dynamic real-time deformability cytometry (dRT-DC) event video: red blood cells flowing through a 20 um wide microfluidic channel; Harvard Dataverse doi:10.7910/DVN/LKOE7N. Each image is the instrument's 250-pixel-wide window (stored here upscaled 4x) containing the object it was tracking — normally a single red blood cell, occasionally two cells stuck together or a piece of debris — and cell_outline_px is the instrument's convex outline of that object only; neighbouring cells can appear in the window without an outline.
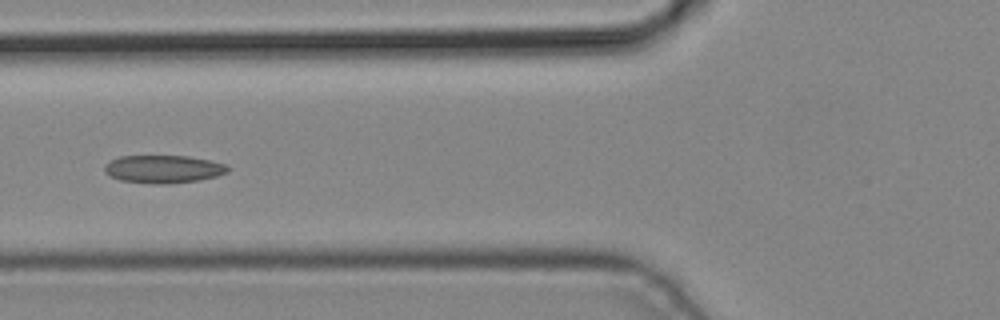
{"species": "common noctule bat (a hibernating species)", "species_latin": "Nyctalus noctula", "temperature_condition": "cold", "stored_images_in_passage": 3, "camera_frame_rate_fps": 3000, "um_per_image_px": 0.085, "animal": {"sex": "male", "body_mass_g": 19.2, "forearm_length_mm": 51.8}, "frame": {"image": 1, "passage_image": 3, "time_ms": 0.667, "image_size_px": [1000, 320], "cell_outline_px": [[228, 172], [216, 176], [196, 180], [160, 184], [120, 180], [104, 172], [104, 164], [120, 156], [188, 156], [208, 160], [224, 164], [228, 168]], "centroid_in_image_um": [13.85, 14.36], "position_along_channel_um": 112.0, "area_um2": 19.59}}